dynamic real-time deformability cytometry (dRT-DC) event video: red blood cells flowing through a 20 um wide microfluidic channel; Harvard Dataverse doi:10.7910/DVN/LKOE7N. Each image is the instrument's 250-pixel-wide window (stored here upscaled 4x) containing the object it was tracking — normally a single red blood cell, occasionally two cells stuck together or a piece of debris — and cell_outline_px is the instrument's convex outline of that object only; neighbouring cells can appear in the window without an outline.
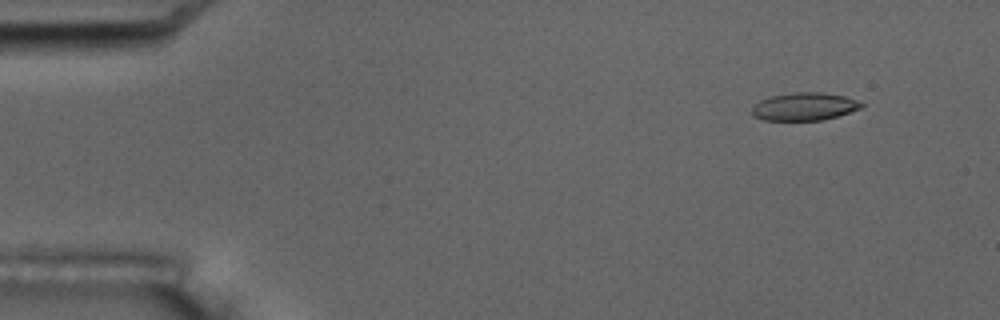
{"species": "common noctule bat (a hibernating species)", "species_latin": "Nyctalus noctula", "temperature_condition": "room temperature", "stored_images_in_passage": 7, "camera_frame_rate_fps": 3000, "um_per_image_px": 0.085, "animal": {"sex": "male", "body_mass_g": 17.5, "forearm_length_mm": 52.3}, "frame": {"image": 1, "passage_image": 2, "time_ms": 1.333, "image_size_px": [1000, 320], "cell_outline_px": [[864, 104], [860, 108], [836, 116], [820, 120], [764, 120], [752, 116], [752, 108], [760, 100], [772, 96], [792, 92], [820, 92], [844, 96], [856, 100]], "centroid_in_image_um": [68.33, 9.05], "position_along_channel_um": 16.7, "area_um2": 17.51}}